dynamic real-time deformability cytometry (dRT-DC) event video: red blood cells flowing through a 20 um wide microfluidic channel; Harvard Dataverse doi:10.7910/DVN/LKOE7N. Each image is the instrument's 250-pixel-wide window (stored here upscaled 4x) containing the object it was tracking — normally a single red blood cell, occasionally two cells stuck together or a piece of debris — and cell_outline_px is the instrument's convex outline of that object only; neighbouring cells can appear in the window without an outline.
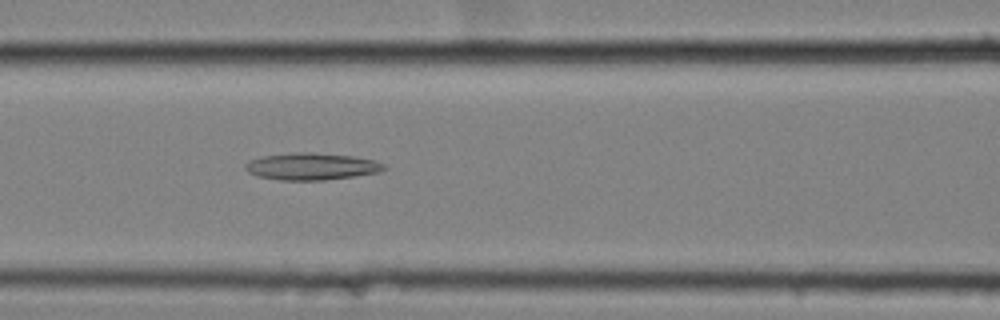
{"species": "common noctule bat (a hibernating species)", "species_latin": "Nyctalus noctula", "temperature_condition": "cold", "stored_images_in_passage": 59, "camera_frame_rate_fps": 3000, "um_per_image_px": 0.085, "animal": {"sex": "female", "body_mass_g": 25.1}, "frame": {"image": 1, "passage_image": 27, "time_ms": 8.667, "image_size_px": [1000, 320], "cell_outline_px": [[388, 168], [380, 172], [324, 180], [280, 180], [256, 176], [248, 172], [244, 168], [244, 164], [260, 156], [292, 152], [312, 152], [352, 156], [376, 160], [384, 164]], "centroid_in_image_um": [26.47, 14.14], "position_along_channel_um": 140.1, "area_um2": 21.96}}
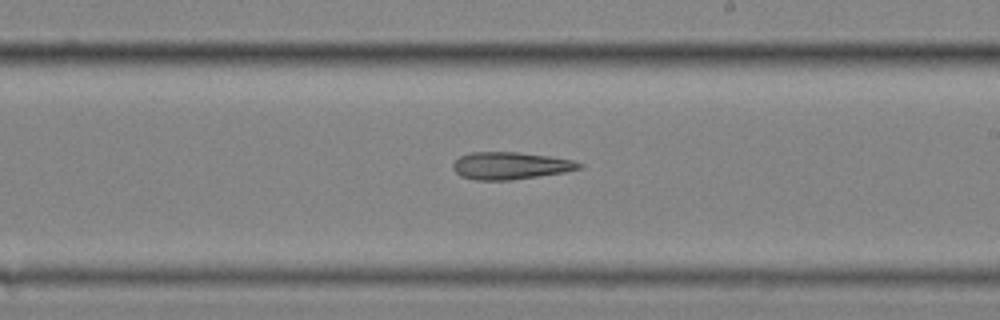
{"frame": {"image": 2, "passage_image": 36, "time_ms": 11.667, "image_size_px": [1000, 320], "cell_outline_px": [[584, 164], [580, 168], [564, 172], [512, 180], [476, 180], [460, 176], [452, 168], [452, 164], [460, 156], [472, 152], [516, 152], [548, 156], [576, 160]], "centroid_in_image_um": [43.38, 14.08], "position_along_channel_um": 245.6, "area_um2": 20.06}}
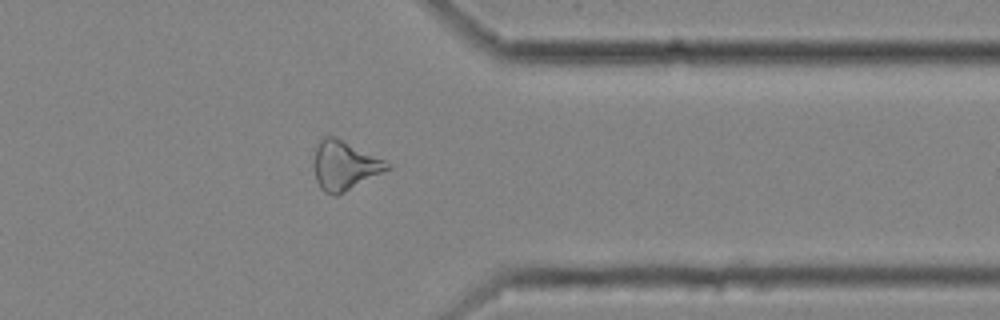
{"frame": {"image": 3, "passage_image": 48, "time_ms": 15.667, "image_size_px": [1000, 320], "cell_outline_px": [[392, 168], [336, 196], [332, 196], [324, 192], [320, 188], [316, 180], [312, 164], [312, 160], [316, 148], [320, 140], [324, 136], [336, 136], [392, 164]], "centroid_in_image_um": [29.26, 14.07], "position_along_channel_um": 382.1, "area_um2": 21.21}}